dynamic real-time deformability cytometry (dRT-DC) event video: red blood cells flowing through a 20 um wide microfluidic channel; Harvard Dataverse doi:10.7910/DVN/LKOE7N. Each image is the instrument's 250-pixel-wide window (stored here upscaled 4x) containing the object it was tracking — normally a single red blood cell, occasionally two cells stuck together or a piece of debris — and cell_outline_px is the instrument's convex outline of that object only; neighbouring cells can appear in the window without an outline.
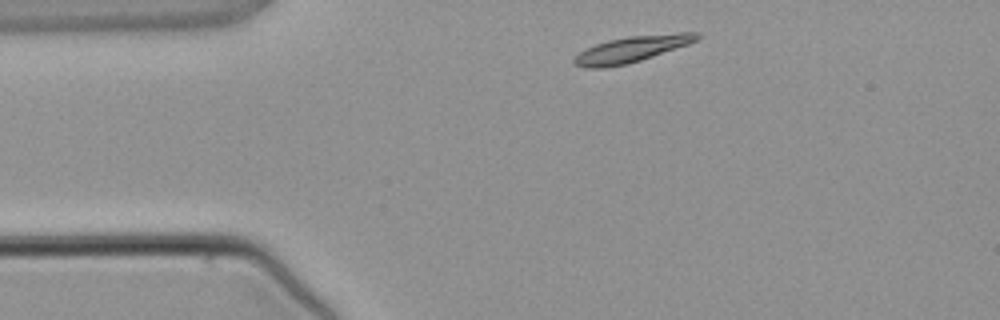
{"species": "common noctule bat (a hibernating species)", "species_latin": "Nyctalus noctula", "temperature_condition": "warm", "stored_images_in_passage": 2, "camera_frame_rate_fps": 3000, "um_per_image_px": 0.085, "animal": {"sex": "male", "body_mass_g": 21.5, "forearm_length_mm": 52.0}, "frame": {"image": 1, "passage_image": 1, "time_ms": 0.0, "image_size_px": [1000, 320], "cell_outline_px": [[700, 36], [696, 40], [688, 44], [628, 64], [604, 68], [584, 68], [572, 64], [572, 60], [584, 48], [608, 40], [628, 36], [680, 32], [700, 32]], "centroid_in_image_um": [53.64, 4.18], "position_along_channel_um": 31.4, "area_um2": 18.73}}